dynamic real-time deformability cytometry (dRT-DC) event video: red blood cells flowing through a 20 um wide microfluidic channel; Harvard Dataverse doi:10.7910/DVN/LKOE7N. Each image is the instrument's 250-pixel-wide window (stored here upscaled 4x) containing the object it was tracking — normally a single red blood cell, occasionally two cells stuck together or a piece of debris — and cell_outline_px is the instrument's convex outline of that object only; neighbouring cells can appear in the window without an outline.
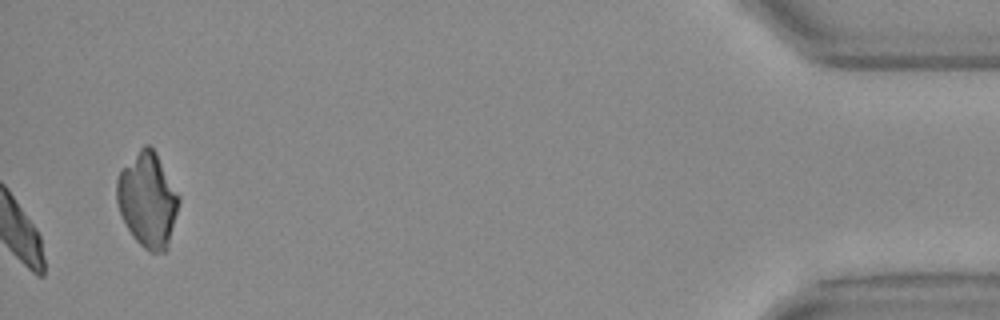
{"species": "Egyptian fruit bat (a non-hibernating species)", "species_latin": "Rousettus aegyptiacus", "temperature_condition": "warm", "stored_images_in_passage": 53, "camera_frame_rate_fps": 3000, "um_per_image_px": 0.085, "animal": {"sex": "female"}, "frame": {"image": 1, "passage_image": 53, "time_ms": 17.333, "image_size_px": [1000, 320], "cell_outline_px": [[180, 200], [168, 248], [164, 252], [148, 252], [132, 236], [120, 212], [116, 200], [116, 180], [120, 172], [140, 148], [144, 144], [148, 144], [156, 152], [180, 196]], "centroid_in_image_um": [12.56, 17.0], "position_along_channel_um": 422.6, "area_um2": 34.04}, "authors_computed_cell_mechanics": {"area_um2": 21.7328, "velocity_mm_per_s": 3.7582, "shape_relaxation_time_tau1_ms": 3.452, "shape_relaxation_time_tau2_ms": 3.0804, "deformation_change_tau1": 0.1594, "deformation_change_tau2": 0.0976}}